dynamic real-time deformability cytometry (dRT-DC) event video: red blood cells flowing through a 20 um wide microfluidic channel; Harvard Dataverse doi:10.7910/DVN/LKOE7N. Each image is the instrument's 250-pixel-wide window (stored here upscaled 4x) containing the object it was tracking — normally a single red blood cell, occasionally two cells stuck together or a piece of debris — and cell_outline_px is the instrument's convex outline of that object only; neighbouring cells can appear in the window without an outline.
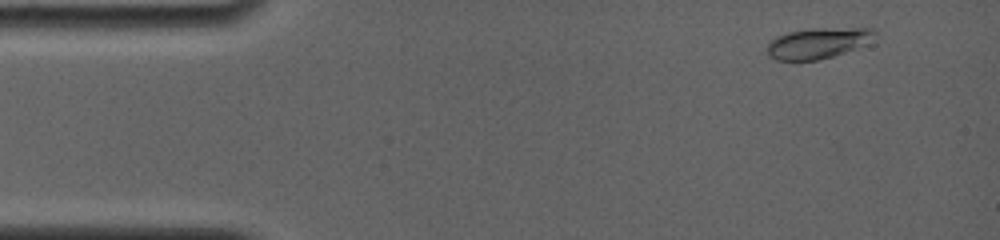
{"species": "common noctule bat (a hibernating species)", "species_latin": "Nyctalus noctula", "temperature_condition": "room temperature", "stored_images_in_passage": 6, "segment_of_instrument_passage": [1, 2], "camera_frame_rate_fps": 4000, "um_per_image_px": 0.085, "animal": {"sex": "female", "body_mass_g": 19.0, "forearm_length_mm": 56.7}, "frame": {"image": 1, "passage_image": 2, "time_ms": 1.0, "image_size_px": [1000, 240], "cell_outline_px": [[876, 32], [864, 44], [844, 52], [820, 60], [776, 60], [768, 56], [768, 44], [776, 36], [788, 32], [808, 28], [872, 28]], "centroid_in_image_um": [69.45, 3.66], "position_along_channel_um": 15.5, "area_um2": 18.96}}